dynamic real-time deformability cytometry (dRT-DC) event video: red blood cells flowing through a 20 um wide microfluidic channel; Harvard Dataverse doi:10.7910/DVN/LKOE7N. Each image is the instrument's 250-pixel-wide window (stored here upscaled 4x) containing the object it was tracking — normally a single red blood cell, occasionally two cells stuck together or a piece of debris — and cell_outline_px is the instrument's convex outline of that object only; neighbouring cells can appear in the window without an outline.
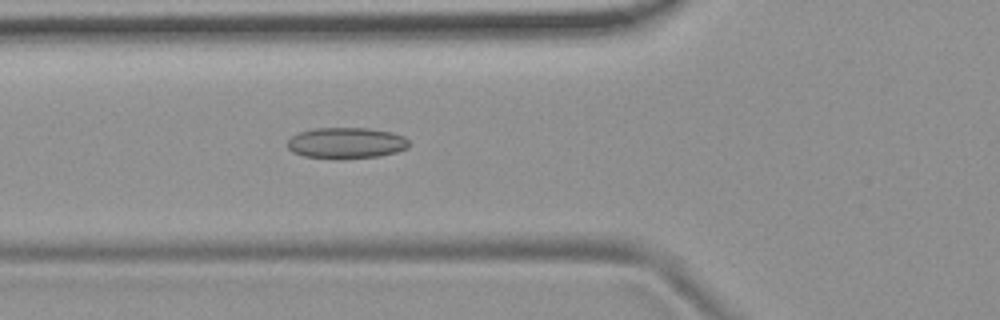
{"species": "common noctule bat (a hibernating species)", "species_latin": "Nyctalus noctula", "temperature_condition": "room temperature", "stored_images_in_passage": 54, "camera_frame_rate_fps": 3000, "um_per_image_px": 0.085, "animal": {"sex": "female", "body_mass_g": 19.9}, "frame": {"image": 1, "passage_image": 20, "time_ms": 6.333, "image_size_px": [1000, 320], "cell_outline_px": [[408, 148], [396, 152], [380, 156], [340, 160], [336, 160], [304, 156], [292, 152], [288, 148], [288, 140], [292, 136], [300, 132], [316, 128], [368, 128], [392, 132], [404, 136], [408, 140]], "centroid_in_image_um": [29.43, 12.17], "position_along_channel_um": 96.4, "area_um2": 22.31}}
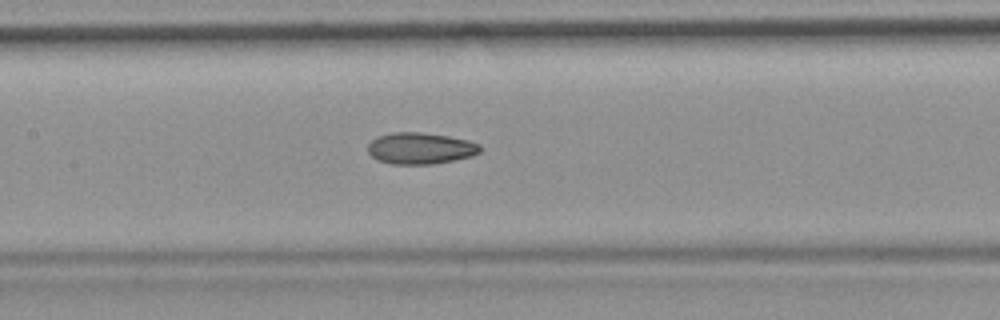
{"frame": {"image": 2, "passage_image": 26, "time_ms": 8.333, "image_size_px": [1000, 320], "cell_outline_px": [[484, 148], [480, 152], [472, 156], [432, 164], [392, 164], [380, 160], [372, 156], [368, 152], [368, 144], [376, 136], [392, 132], [420, 132], [448, 136], [468, 140], [480, 144]], "centroid_in_image_um": [35.75, 12.59], "position_along_channel_um": 171.6, "area_um2": 20.63}}
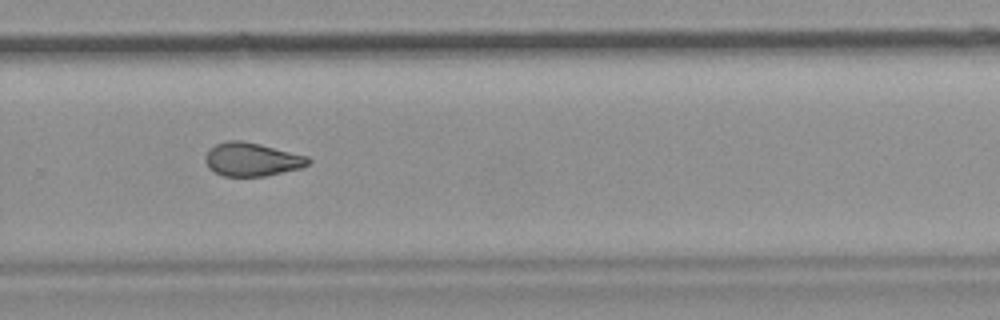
{"frame": {"image": 3, "passage_image": 37, "time_ms": 12.0, "image_size_px": [1000, 320], "cell_outline_px": [[312, 160], [304, 168], [264, 176], [224, 176], [208, 168], [204, 160], [204, 156], [208, 148], [216, 144], [228, 140], [240, 140], [260, 144], [308, 156]], "centroid_in_image_um": [21.4, 13.55], "position_along_channel_um": 308.4, "area_um2": 20.29}, "authors_computed_cell_mechanics": {"area_um2": 20.7213, "velocity_mm_per_s": 3.7472, "shape_relaxation_time_tau1_ms": null, "shape_relaxation_time_tau2_ms": 3.8855, "deformation_change_tau1": null, "deformation_change_tau2": 0.1023}}